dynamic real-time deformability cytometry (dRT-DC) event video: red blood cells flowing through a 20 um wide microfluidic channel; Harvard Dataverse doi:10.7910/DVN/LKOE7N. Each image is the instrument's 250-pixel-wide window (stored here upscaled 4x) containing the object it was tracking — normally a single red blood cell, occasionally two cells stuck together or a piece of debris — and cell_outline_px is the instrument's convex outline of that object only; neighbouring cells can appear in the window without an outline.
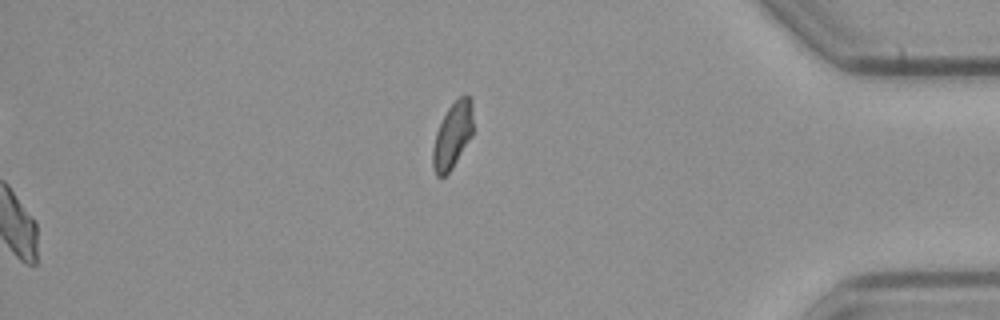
{"species": "common noctule bat (a hibernating species)", "species_latin": "Nyctalus noctula", "temperature_condition": "cold", "stored_images_in_passage": 57, "camera_frame_rate_fps": 3000, "um_per_image_px": 0.085, "animal": {"sex": "male", "body_mass_g": 23.1, "forearm_length_mm": 52.7}, "frame": {"image": 1, "passage_image": 57, "time_ms": 18.667, "image_size_px": [1000, 320], "cell_outline_px": [[472, 136], [452, 168], [444, 176], [436, 176], [432, 164], [432, 148], [436, 132], [448, 108], [460, 96], [468, 96], [472, 100]], "centroid_in_image_um": [38.46, 11.53], "position_along_channel_um": 396.7, "area_um2": 15.32}, "authors_computed_cell_mechanics": {"area_um2": 18.9006, "velocity_mm_per_s": 3.5953, "shape_relaxation_time_tau1_ms": null, "shape_relaxation_time_tau2_ms": 4.0019, "deformation_change_tau1": null, "deformation_change_tau2": 0.099}}